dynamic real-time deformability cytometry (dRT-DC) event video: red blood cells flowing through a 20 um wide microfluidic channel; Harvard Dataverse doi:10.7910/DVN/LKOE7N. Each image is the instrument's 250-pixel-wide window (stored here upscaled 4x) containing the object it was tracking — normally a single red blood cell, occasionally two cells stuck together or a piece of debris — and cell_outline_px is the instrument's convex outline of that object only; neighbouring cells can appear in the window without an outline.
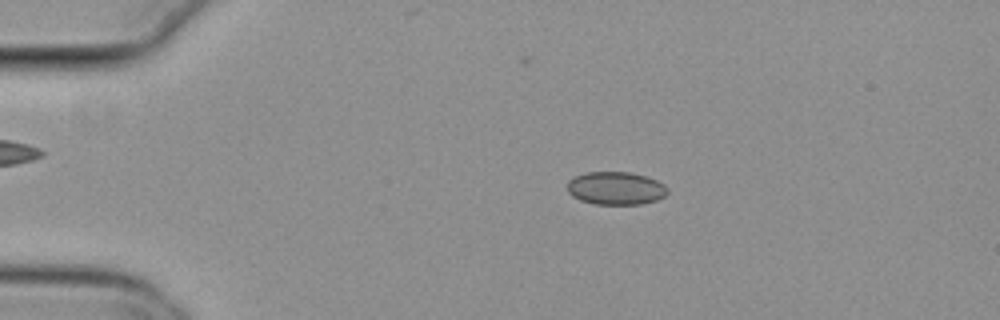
{"species": "common noctule bat (a hibernating species)", "species_latin": "Nyctalus noctula", "temperature_condition": "cold", "stored_images_in_passage": 50, "camera_frame_rate_fps": 3000, "um_per_image_px": 0.085, "animal": {"sex": "female", "body_mass_g": 29.2, "forearm_length_mm": 56.3}, "frame": {"image": 1, "passage_image": 7, "time_ms": 2.0, "image_size_px": [1000, 320], "cell_outline_px": [[668, 192], [664, 196], [656, 200], [640, 204], [596, 204], [580, 200], [572, 196], [568, 192], [568, 180], [584, 172], [628, 172], [644, 176], [656, 180], [664, 184], [668, 188]], "centroid_in_image_um": [52.33, 16.0], "position_along_channel_um": 32.7, "area_um2": 19.19}}
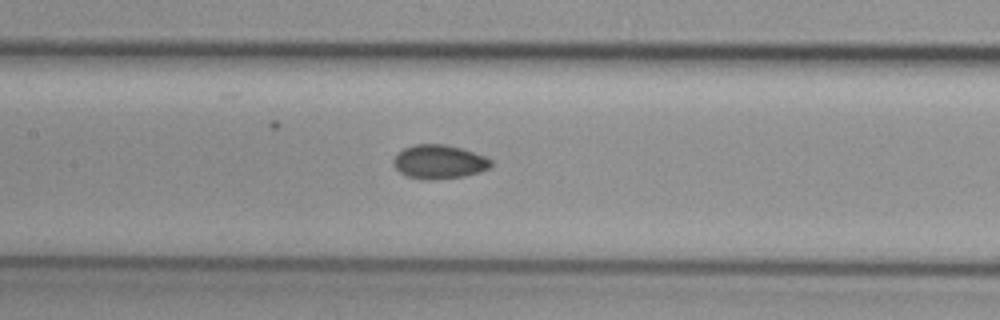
{"frame": {"image": 2, "passage_image": 22, "time_ms": 7.0, "image_size_px": [1000, 320], "cell_outline_px": [[492, 168], [480, 172], [464, 176], [432, 180], [420, 180], [408, 176], [400, 172], [392, 164], [392, 160], [404, 148], [416, 144], [444, 144], [460, 148], [484, 156], [492, 160]], "centroid_in_image_um": [37.33, 13.77], "position_along_channel_um": 170.1, "area_um2": 19.31}}
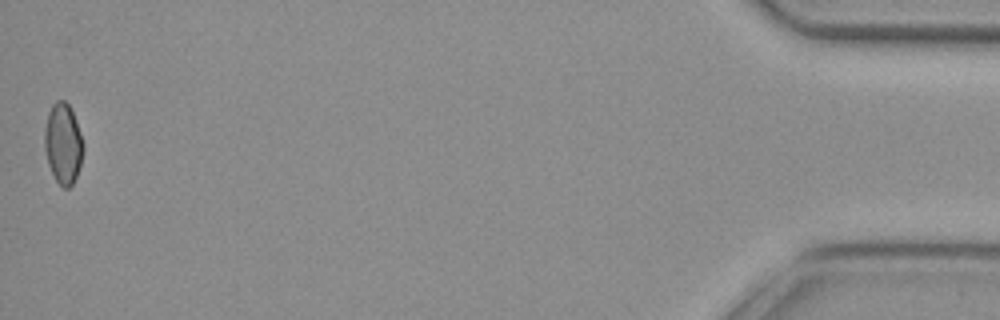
{"frame": {"image": 3, "passage_image": 50, "time_ms": 16.333, "image_size_px": [1000, 320], "cell_outline_px": [[84, 148], [80, 164], [76, 176], [72, 184], [68, 188], [64, 188], [56, 180], [48, 164], [44, 148], [44, 128], [48, 112], [52, 104], [56, 100], [64, 100], [68, 104], [72, 112], [84, 144]], "centroid_in_image_um": [5.34, 12.19], "position_along_channel_um": 429.9, "area_um2": 18.03}, "authors_computed_cell_mechanics": {"area_um2": 18.9006, "velocity_mm_per_s": 3.8087, "shape_relaxation_time_tau1_ms": null, "shape_relaxation_time_tau2_ms": 3.2898, "deformation_change_tau1": null, "deformation_change_tau2": 0.0639}}